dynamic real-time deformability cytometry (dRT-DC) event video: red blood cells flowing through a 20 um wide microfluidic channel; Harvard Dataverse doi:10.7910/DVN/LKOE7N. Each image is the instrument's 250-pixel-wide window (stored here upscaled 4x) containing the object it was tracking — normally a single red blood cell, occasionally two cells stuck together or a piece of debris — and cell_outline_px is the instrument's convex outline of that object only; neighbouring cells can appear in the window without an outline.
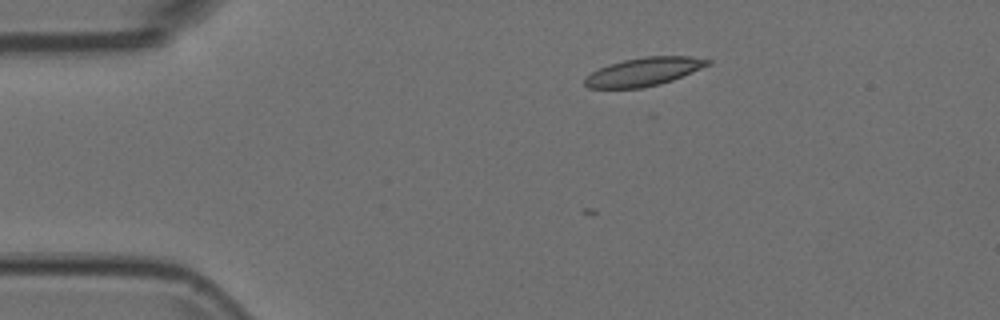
{"species": "Egyptian fruit bat (a non-hibernating species)", "species_latin": "Rousettus aegyptiacus", "temperature_condition": "room temperature", "stored_images_in_passage": 2, "camera_frame_rate_fps": 3000, "um_per_image_px": 0.085, "animal": {"sex": "female"}, "frame": {"image": 1, "passage_image": 2, "time_ms": 0.333, "image_size_px": [1000, 320], "cell_outline_px": [[712, 64], [672, 80], [660, 84], [640, 88], [588, 88], [584, 84], [584, 80], [592, 72], [608, 64], [624, 60], [644, 56], [692, 56], [712, 60]], "centroid_in_image_um": [54.75, 6.09], "position_along_channel_um": 30.2, "area_um2": 20.29}}